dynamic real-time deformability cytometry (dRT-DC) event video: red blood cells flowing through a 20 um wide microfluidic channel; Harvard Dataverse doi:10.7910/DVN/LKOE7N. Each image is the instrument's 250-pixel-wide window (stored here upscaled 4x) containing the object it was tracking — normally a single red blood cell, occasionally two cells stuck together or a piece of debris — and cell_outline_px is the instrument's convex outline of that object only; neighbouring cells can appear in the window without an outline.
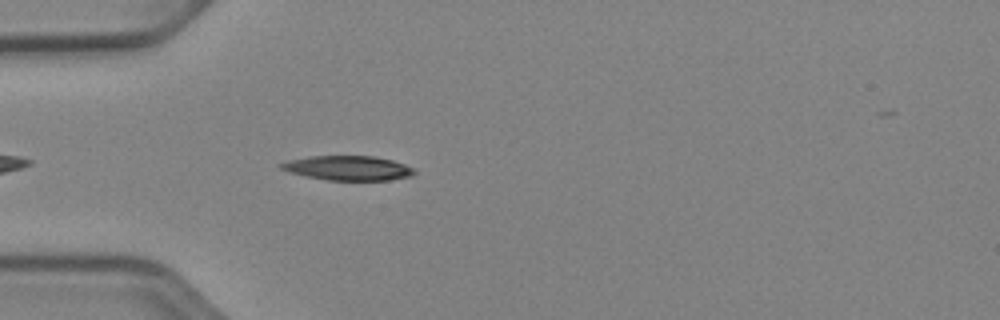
{"species": "Egyptian fruit bat (a non-hibernating species)", "species_latin": "Rousettus aegyptiacus", "temperature_condition": "cold", "stored_images_in_passage": 15, "camera_frame_rate_fps": 3000, "um_per_image_px": 0.085, "animal": {"sex": "female"}, "frame": {"image": 1, "passage_image": 1, "time_ms": 0.0, "image_size_px": [1000, 320], "cell_outline_px": [[416, 172], [412, 176], [388, 180], [328, 180], [304, 176], [280, 168], [276, 164], [288, 160], [312, 156], [372, 156], [392, 160], [404, 164], [412, 168]], "centroid_in_image_um": [29.56, 14.28], "position_along_channel_um": 55.4, "area_um2": 18.96}}